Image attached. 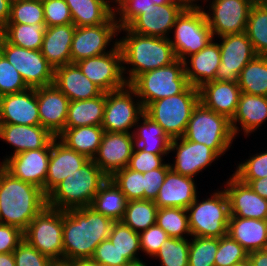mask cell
<instances>
[{
    "label": "cell",
    "mask_w": 267,
    "mask_h": 266,
    "mask_svg": "<svg viewBox=\"0 0 267 266\" xmlns=\"http://www.w3.org/2000/svg\"><path fill=\"white\" fill-rule=\"evenodd\" d=\"M182 1L185 3L187 7H201L202 6L200 5V3L197 2L198 0H182ZM199 1L205 3L206 1L208 2L209 0H203V1L199 0Z\"/></svg>",
    "instance_id": "a7ac6f4b"
},
{
    "label": "cell",
    "mask_w": 267,
    "mask_h": 266,
    "mask_svg": "<svg viewBox=\"0 0 267 266\" xmlns=\"http://www.w3.org/2000/svg\"><path fill=\"white\" fill-rule=\"evenodd\" d=\"M245 33L257 55L267 56V3L257 0L252 6Z\"/></svg>",
    "instance_id": "ab89813d"
},
{
    "label": "cell",
    "mask_w": 267,
    "mask_h": 266,
    "mask_svg": "<svg viewBox=\"0 0 267 266\" xmlns=\"http://www.w3.org/2000/svg\"><path fill=\"white\" fill-rule=\"evenodd\" d=\"M170 169L169 161L161 168L143 173L144 176V200L154 201L158 195L160 186L164 183L167 171Z\"/></svg>",
    "instance_id": "680465c9"
},
{
    "label": "cell",
    "mask_w": 267,
    "mask_h": 266,
    "mask_svg": "<svg viewBox=\"0 0 267 266\" xmlns=\"http://www.w3.org/2000/svg\"><path fill=\"white\" fill-rule=\"evenodd\" d=\"M248 252L228 234L219 238L215 266H234L248 259Z\"/></svg>",
    "instance_id": "681fc988"
},
{
    "label": "cell",
    "mask_w": 267,
    "mask_h": 266,
    "mask_svg": "<svg viewBox=\"0 0 267 266\" xmlns=\"http://www.w3.org/2000/svg\"><path fill=\"white\" fill-rule=\"evenodd\" d=\"M24 240L53 259L63 258V210L44 207L24 231Z\"/></svg>",
    "instance_id": "30bf717a"
},
{
    "label": "cell",
    "mask_w": 267,
    "mask_h": 266,
    "mask_svg": "<svg viewBox=\"0 0 267 266\" xmlns=\"http://www.w3.org/2000/svg\"><path fill=\"white\" fill-rule=\"evenodd\" d=\"M141 252L152 258L160 249L168 234L157 224L152 225L145 231L139 233Z\"/></svg>",
    "instance_id": "9f6ffc18"
},
{
    "label": "cell",
    "mask_w": 267,
    "mask_h": 266,
    "mask_svg": "<svg viewBox=\"0 0 267 266\" xmlns=\"http://www.w3.org/2000/svg\"><path fill=\"white\" fill-rule=\"evenodd\" d=\"M190 239L169 237L152 257L160 260V266H188Z\"/></svg>",
    "instance_id": "ee69618b"
},
{
    "label": "cell",
    "mask_w": 267,
    "mask_h": 266,
    "mask_svg": "<svg viewBox=\"0 0 267 266\" xmlns=\"http://www.w3.org/2000/svg\"><path fill=\"white\" fill-rule=\"evenodd\" d=\"M129 85L135 90L144 109L151 102L183 93L190 86L184 62L179 59L168 66L138 75Z\"/></svg>",
    "instance_id": "ba28073f"
},
{
    "label": "cell",
    "mask_w": 267,
    "mask_h": 266,
    "mask_svg": "<svg viewBox=\"0 0 267 266\" xmlns=\"http://www.w3.org/2000/svg\"><path fill=\"white\" fill-rule=\"evenodd\" d=\"M0 124L40 125L36 89L1 96Z\"/></svg>",
    "instance_id": "603a6c76"
},
{
    "label": "cell",
    "mask_w": 267,
    "mask_h": 266,
    "mask_svg": "<svg viewBox=\"0 0 267 266\" xmlns=\"http://www.w3.org/2000/svg\"><path fill=\"white\" fill-rule=\"evenodd\" d=\"M165 155L167 157L168 154H152L135 146L127 167L136 172L146 173L161 168L166 163L164 162Z\"/></svg>",
    "instance_id": "db71d44e"
},
{
    "label": "cell",
    "mask_w": 267,
    "mask_h": 266,
    "mask_svg": "<svg viewBox=\"0 0 267 266\" xmlns=\"http://www.w3.org/2000/svg\"><path fill=\"white\" fill-rule=\"evenodd\" d=\"M227 234L248 253L267 248V220L230 217Z\"/></svg>",
    "instance_id": "1f68e13d"
},
{
    "label": "cell",
    "mask_w": 267,
    "mask_h": 266,
    "mask_svg": "<svg viewBox=\"0 0 267 266\" xmlns=\"http://www.w3.org/2000/svg\"><path fill=\"white\" fill-rule=\"evenodd\" d=\"M16 266H48L51 259L23 240L13 251Z\"/></svg>",
    "instance_id": "11a10c76"
},
{
    "label": "cell",
    "mask_w": 267,
    "mask_h": 266,
    "mask_svg": "<svg viewBox=\"0 0 267 266\" xmlns=\"http://www.w3.org/2000/svg\"><path fill=\"white\" fill-rule=\"evenodd\" d=\"M246 160V161H245ZM236 166L233 175L248 184L251 180L267 177V151L255 153Z\"/></svg>",
    "instance_id": "c3c4849f"
},
{
    "label": "cell",
    "mask_w": 267,
    "mask_h": 266,
    "mask_svg": "<svg viewBox=\"0 0 267 266\" xmlns=\"http://www.w3.org/2000/svg\"><path fill=\"white\" fill-rule=\"evenodd\" d=\"M109 239L130 263L141 261L138 252L141 251L139 233L133 231L121 221L113 223Z\"/></svg>",
    "instance_id": "b9f144b4"
},
{
    "label": "cell",
    "mask_w": 267,
    "mask_h": 266,
    "mask_svg": "<svg viewBox=\"0 0 267 266\" xmlns=\"http://www.w3.org/2000/svg\"><path fill=\"white\" fill-rule=\"evenodd\" d=\"M203 7H186L173 26V39L169 40L176 58L181 61L198 53L214 38Z\"/></svg>",
    "instance_id": "9c48e42d"
},
{
    "label": "cell",
    "mask_w": 267,
    "mask_h": 266,
    "mask_svg": "<svg viewBox=\"0 0 267 266\" xmlns=\"http://www.w3.org/2000/svg\"><path fill=\"white\" fill-rule=\"evenodd\" d=\"M81 72L104 93L127 85L123 74L122 52L118 45L112 51L75 63Z\"/></svg>",
    "instance_id": "5bb4252c"
},
{
    "label": "cell",
    "mask_w": 267,
    "mask_h": 266,
    "mask_svg": "<svg viewBox=\"0 0 267 266\" xmlns=\"http://www.w3.org/2000/svg\"><path fill=\"white\" fill-rule=\"evenodd\" d=\"M20 73L0 52V97L27 90Z\"/></svg>",
    "instance_id": "f907efd6"
},
{
    "label": "cell",
    "mask_w": 267,
    "mask_h": 266,
    "mask_svg": "<svg viewBox=\"0 0 267 266\" xmlns=\"http://www.w3.org/2000/svg\"><path fill=\"white\" fill-rule=\"evenodd\" d=\"M110 2H111V4L113 3V5L114 4H116L119 0H109Z\"/></svg>",
    "instance_id": "753ad0ef"
},
{
    "label": "cell",
    "mask_w": 267,
    "mask_h": 266,
    "mask_svg": "<svg viewBox=\"0 0 267 266\" xmlns=\"http://www.w3.org/2000/svg\"><path fill=\"white\" fill-rule=\"evenodd\" d=\"M191 240L188 266H215L219 238L192 237Z\"/></svg>",
    "instance_id": "f6af8a7d"
},
{
    "label": "cell",
    "mask_w": 267,
    "mask_h": 266,
    "mask_svg": "<svg viewBox=\"0 0 267 266\" xmlns=\"http://www.w3.org/2000/svg\"><path fill=\"white\" fill-rule=\"evenodd\" d=\"M42 4L46 27L73 23L71 11L65 0H44Z\"/></svg>",
    "instance_id": "f5cc1de1"
},
{
    "label": "cell",
    "mask_w": 267,
    "mask_h": 266,
    "mask_svg": "<svg viewBox=\"0 0 267 266\" xmlns=\"http://www.w3.org/2000/svg\"><path fill=\"white\" fill-rule=\"evenodd\" d=\"M24 240V232L18 227L0 223V253H11Z\"/></svg>",
    "instance_id": "91938a15"
},
{
    "label": "cell",
    "mask_w": 267,
    "mask_h": 266,
    "mask_svg": "<svg viewBox=\"0 0 267 266\" xmlns=\"http://www.w3.org/2000/svg\"><path fill=\"white\" fill-rule=\"evenodd\" d=\"M133 136L135 146H138L143 151L152 154H170L171 139L163 128L145 113L136 123Z\"/></svg>",
    "instance_id": "836d02e7"
},
{
    "label": "cell",
    "mask_w": 267,
    "mask_h": 266,
    "mask_svg": "<svg viewBox=\"0 0 267 266\" xmlns=\"http://www.w3.org/2000/svg\"><path fill=\"white\" fill-rule=\"evenodd\" d=\"M187 6L185 3L156 5L139 14L127 28L141 35L170 38L177 17Z\"/></svg>",
    "instance_id": "ffe728a7"
},
{
    "label": "cell",
    "mask_w": 267,
    "mask_h": 266,
    "mask_svg": "<svg viewBox=\"0 0 267 266\" xmlns=\"http://www.w3.org/2000/svg\"><path fill=\"white\" fill-rule=\"evenodd\" d=\"M48 266H72V261L67 259H53L49 262Z\"/></svg>",
    "instance_id": "003e7915"
},
{
    "label": "cell",
    "mask_w": 267,
    "mask_h": 266,
    "mask_svg": "<svg viewBox=\"0 0 267 266\" xmlns=\"http://www.w3.org/2000/svg\"><path fill=\"white\" fill-rule=\"evenodd\" d=\"M256 1L210 0L209 9L203 10L214 39L245 32L250 10Z\"/></svg>",
    "instance_id": "4fadbf2b"
},
{
    "label": "cell",
    "mask_w": 267,
    "mask_h": 266,
    "mask_svg": "<svg viewBox=\"0 0 267 266\" xmlns=\"http://www.w3.org/2000/svg\"><path fill=\"white\" fill-rule=\"evenodd\" d=\"M0 266H16L13 252L0 253Z\"/></svg>",
    "instance_id": "e7e4bbea"
},
{
    "label": "cell",
    "mask_w": 267,
    "mask_h": 266,
    "mask_svg": "<svg viewBox=\"0 0 267 266\" xmlns=\"http://www.w3.org/2000/svg\"><path fill=\"white\" fill-rule=\"evenodd\" d=\"M266 121L267 97L241 92L236 112L230 120L234 136L237 137L240 131H243L245 137L250 136Z\"/></svg>",
    "instance_id": "83f0119b"
},
{
    "label": "cell",
    "mask_w": 267,
    "mask_h": 266,
    "mask_svg": "<svg viewBox=\"0 0 267 266\" xmlns=\"http://www.w3.org/2000/svg\"><path fill=\"white\" fill-rule=\"evenodd\" d=\"M113 223L91 206L63 211V258L91 259L96 247L109 238Z\"/></svg>",
    "instance_id": "6da1fadb"
},
{
    "label": "cell",
    "mask_w": 267,
    "mask_h": 266,
    "mask_svg": "<svg viewBox=\"0 0 267 266\" xmlns=\"http://www.w3.org/2000/svg\"><path fill=\"white\" fill-rule=\"evenodd\" d=\"M119 29L118 24L76 27L70 49L71 63L112 51L119 44L116 37ZM109 46L111 49L108 51Z\"/></svg>",
    "instance_id": "9a60e30c"
},
{
    "label": "cell",
    "mask_w": 267,
    "mask_h": 266,
    "mask_svg": "<svg viewBox=\"0 0 267 266\" xmlns=\"http://www.w3.org/2000/svg\"><path fill=\"white\" fill-rule=\"evenodd\" d=\"M72 266H102L100 263L94 262L92 259H83L72 261Z\"/></svg>",
    "instance_id": "03108f58"
},
{
    "label": "cell",
    "mask_w": 267,
    "mask_h": 266,
    "mask_svg": "<svg viewBox=\"0 0 267 266\" xmlns=\"http://www.w3.org/2000/svg\"><path fill=\"white\" fill-rule=\"evenodd\" d=\"M198 91L203 106L229 120L233 118L241 95L238 83L213 80L202 84Z\"/></svg>",
    "instance_id": "4316f807"
},
{
    "label": "cell",
    "mask_w": 267,
    "mask_h": 266,
    "mask_svg": "<svg viewBox=\"0 0 267 266\" xmlns=\"http://www.w3.org/2000/svg\"><path fill=\"white\" fill-rule=\"evenodd\" d=\"M241 92L267 97V56L256 55L240 72Z\"/></svg>",
    "instance_id": "74e56055"
},
{
    "label": "cell",
    "mask_w": 267,
    "mask_h": 266,
    "mask_svg": "<svg viewBox=\"0 0 267 266\" xmlns=\"http://www.w3.org/2000/svg\"><path fill=\"white\" fill-rule=\"evenodd\" d=\"M183 137L206 145L220 157L230 150L235 139L230 120L206 108L200 102L192 112Z\"/></svg>",
    "instance_id": "52a82bcc"
},
{
    "label": "cell",
    "mask_w": 267,
    "mask_h": 266,
    "mask_svg": "<svg viewBox=\"0 0 267 266\" xmlns=\"http://www.w3.org/2000/svg\"><path fill=\"white\" fill-rule=\"evenodd\" d=\"M88 160V157L70 149L55 137L51 143L45 195L47 196L67 176L81 169Z\"/></svg>",
    "instance_id": "cb8c5ba5"
},
{
    "label": "cell",
    "mask_w": 267,
    "mask_h": 266,
    "mask_svg": "<svg viewBox=\"0 0 267 266\" xmlns=\"http://www.w3.org/2000/svg\"><path fill=\"white\" fill-rule=\"evenodd\" d=\"M157 211L158 207L154 201H127L121 222L126 226H129L133 231L140 233L156 224Z\"/></svg>",
    "instance_id": "60d3db41"
},
{
    "label": "cell",
    "mask_w": 267,
    "mask_h": 266,
    "mask_svg": "<svg viewBox=\"0 0 267 266\" xmlns=\"http://www.w3.org/2000/svg\"><path fill=\"white\" fill-rule=\"evenodd\" d=\"M127 199L116 184L108 178L94 197L91 207L112 219L121 221L126 209Z\"/></svg>",
    "instance_id": "8d00e7d4"
},
{
    "label": "cell",
    "mask_w": 267,
    "mask_h": 266,
    "mask_svg": "<svg viewBox=\"0 0 267 266\" xmlns=\"http://www.w3.org/2000/svg\"><path fill=\"white\" fill-rule=\"evenodd\" d=\"M169 152L176 153L173 164L169 162L170 168L176 173L192 178L220 158L213 149L184 137L171 139Z\"/></svg>",
    "instance_id": "e0dca14e"
},
{
    "label": "cell",
    "mask_w": 267,
    "mask_h": 266,
    "mask_svg": "<svg viewBox=\"0 0 267 266\" xmlns=\"http://www.w3.org/2000/svg\"><path fill=\"white\" fill-rule=\"evenodd\" d=\"M199 103L197 87L151 102L144 113L158 123L170 139L183 137L194 108Z\"/></svg>",
    "instance_id": "8992f818"
},
{
    "label": "cell",
    "mask_w": 267,
    "mask_h": 266,
    "mask_svg": "<svg viewBox=\"0 0 267 266\" xmlns=\"http://www.w3.org/2000/svg\"><path fill=\"white\" fill-rule=\"evenodd\" d=\"M248 260L252 266H267V249L249 253Z\"/></svg>",
    "instance_id": "94428289"
},
{
    "label": "cell",
    "mask_w": 267,
    "mask_h": 266,
    "mask_svg": "<svg viewBox=\"0 0 267 266\" xmlns=\"http://www.w3.org/2000/svg\"><path fill=\"white\" fill-rule=\"evenodd\" d=\"M1 40H2V32H1V29H0V43H1Z\"/></svg>",
    "instance_id": "34e18365"
},
{
    "label": "cell",
    "mask_w": 267,
    "mask_h": 266,
    "mask_svg": "<svg viewBox=\"0 0 267 266\" xmlns=\"http://www.w3.org/2000/svg\"><path fill=\"white\" fill-rule=\"evenodd\" d=\"M40 125L57 137L64 129L69 99L54 84L36 88Z\"/></svg>",
    "instance_id": "7402d4cb"
},
{
    "label": "cell",
    "mask_w": 267,
    "mask_h": 266,
    "mask_svg": "<svg viewBox=\"0 0 267 266\" xmlns=\"http://www.w3.org/2000/svg\"><path fill=\"white\" fill-rule=\"evenodd\" d=\"M47 206V196L39 187L13 177L0 165V223L23 232Z\"/></svg>",
    "instance_id": "3957f363"
},
{
    "label": "cell",
    "mask_w": 267,
    "mask_h": 266,
    "mask_svg": "<svg viewBox=\"0 0 267 266\" xmlns=\"http://www.w3.org/2000/svg\"><path fill=\"white\" fill-rule=\"evenodd\" d=\"M106 104V93L86 100L70 101L65 128L101 126Z\"/></svg>",
    "instance_id": "e575fe53"
},
{
    "label": "cell",
    "mask_w": 267,
    "mask_h": 266,
    "mask_svg": "<svg viewBox=\"0 0 267 266\" xmlns=\"http://www.w3.org/2000/svg\"><path fill=\"white\" fill-rule=\"evenodd\" d=\"M75 29L73 23L46 27L40 51L54 69L71 63Z\"/></svg>",
    "instance_id": "4dcf8cb0"
},
{
    "label": "cell",
    "mask_w": 267,
    "mask_h": 266,
    "mask_svg": "<svg viewBox=\"0 0 267 266\" xmlns=\"http://www.w3.org/2000/svg\"><path fill=\"white\" fill-rule=\"evenodd\" d=\"M76 27L117 24L109 0H65Z\"/></svg>",
    "instance_id": "d6a6232c"
},
{
    "label": "cell",
    "mask_w": 267,
    "mask_h": 266,
    "mask_svg": "<svg viewBox=\"0 0 267 266\" xmlns=\"http://www.w3.org/2000/svg\"><path fill=\"white\" fill-rule=\"evenodd\" d=\"M12 0H0V29L9 21Z\"/></svg>",
    "instance_id": "6125c7cd"
},
{
    "label": "cell",
    "mask_w": 267,
    "mask_h": 266,
    "mask_svg": "<svg viewBox=\"0 0 267 266\" xmlns=\"http://www.w3.org/2000/svg\"><path fill=\"white\" fill-rule=\"evenodd\" d=\"M108 178L89 159L81 169L67 176L47 195V206L63 211L91 206L95 195Z\"/></svg>",
    "instance_id": "277c9868"
},
{
    "label": "cell",
    "mask_w": 267,
    "mask_h": 266,
    "mask_svg": "<svg viewBox=\"0 0 267 266\" xmlns=\"http://www.w3.org/2000/svg\"><path fill=\"white\" fill-rule=\"evenodd\" d=\"M94 262L107 266H126L130 262L119 253L111 240L108 238L103 240L94 252L91 258Z\"/></svg>",
    "instance_id": "6f0895ef"
},
{
    "label": "cell",
    "mask_w": 267,
    "mask_h": 266,
    "mask_svg": "<svg viewBox=\"0 0 267 266\" xmlns=\"http://www.w3.org/2000/svg\"><path fill=\"white\" fill-rule=\"evenodd\" d=\"M214 38L198 53L187 57L184 70L190 85L199 88L202 84L215 80L221 64L220 45Z\"/></svg>",
    "instance_id": "f546056e"
},
{
    "label": "cell",
    "mask_w": 267,
    "mask_h": 266,
    "mask_svg": "<svg viewBox=\"0 0 267 266\" xmlns=\"http://www.w3.org/2000/svg\"><path fill=\"white\" fill-rule=\"evenodd\" d=\"M156 224L161 227L169 237L180 239L191 237L187 209L176 207L158 208Z\"/></svg>",
    "instance_id": "7bdbcfd3"
},
{
    "label": "cell",
    "mask_w": 267,
    "mask_h": 266,
    "mask_svg": "<svg viewBox=\"0 0 267 266\" xmlns=\"http://www.w3.org/2000/svg\"><path fill=\"white\" fill-rule=\"evenodd\" d=\"M223 188L228 196L230 217L267 220V199L254 192L233 174Z\"/></svg>",
    "instance_id": "44dd1931"
},
{
    "label": "cell",
    "mask_w": 267,
    "mask_h": 266,
    "mask_svg": "<svg viewBox=\"0 0 267 266\" xmlns=\"http://www.w3.org/2000/svg\"><path fill=\"white\" fill-rule=\"evenodd\" d=\"M46 30L45 23L6 24L2 37L10 44L31 50H40Z\"/></svg>",
    "instance_id": "f35d334b"
},
{
    "label": "cell",
    "mask_w": 267,
    "mask_h": 266,
    "mask_svg": "<svg viewBox=\"0 0 267 266\" xmlns=\"http://www.w3.org/2000/svg\"><path fill=\"white\" fill-rule=\"evenodd\" d=\"M153 5V0H119L114 5V16L119 28L127 27L139 14Z\"/></svg>",
    "instance_id": "816d5d0a"
},
{
    "label": "cell",
    "mask_w": 267,
    "mask_h": 266,
    "mask_svg": "<svg viewBox=\"0 0 267 266\" xmlns=\"http://www.w3.org/2000/svg\"><path fill=\"white\" fill-rule=\"evenodd\" d=\"M53 84L67 96L69 101L92 99L103 93L75 63L55 68Z\"/></svg>",
    "instance_id": "f1b7e54d"
},
{
    "label": "cell",
    "mask_w": 267,
    "mask_h": 266,
    "mask_svg": "<svg viewBox=\"0 0 267 266\" xmlns=\"http://www.w3.org/2000/svg\"><path fill=\"white\" fill-rule=\"evenodd\" d=\"M143 114L144 107L141 100L137 98L135 90L127 84L121 89L106 93L101 127L104 132L133 133L136 123Z\"/></svg>",
    "instance_id": "8fae6325"
},
{
    "label": "cell",
    "mask_w": 267,
    "mask_h": 266,
    "mask_svg": "<svg viewBox=\"0 0 267 266\" xmlns=\"http://www.w3.org/2000/svg\"><path fill=\"white\" fill-rule=\"evenodd\" d=\"M50 151L51 148H41L6 155L0 165L13 177L39 187L45 194Z\"/></svg>",
    "instance_id": "ac0fdd59"
},
{
    "label": "cell",
    "mask_w": 267,
    "mask_h": 266,
    "mask_svg": "<svg viewBox=\"0 0 267 266\" xmlns=\"http://www.w3.org/2000/svg\"><path fill=\"white\" fill-rule=\"evenodd\" d=\"M248 185L254 192L260 195L262 198L267 199V177L251 180Z\"/></svg>",
    "instance_id": "be15d7a7"
},
{
    "label": "cell",
    "mask_w": 267,
    "mask_h": 266,
    "mask_svg": "<svg viewBox=\"0 0 267 266\" xmlns=\"http://www.w3.org/2000/svg\"><path fill=\"white\" fill-rule=\"evenodd\" d=\"M121 32L126 33L118 39V45L122 52L123 74L127 84L140 74L168 66L177 60L169 38L141 35L127 27L120 28L119 34Z\"/></svg>",
    "instance_id": "7a4b0ae2"
},
{
    "label": "cell",
    "mask_w": 267,
    "mask_h": 266,
    "mask_svg": "<svg viewBox=\"0 0 267 266\" xmlns=\"http://www.w3.org/2000/svg\"><path fill=\"white\" fill-rule=\"evenodd\" d=\"M194 178L183 176L171 168L167 171L165 181L160 186L154 203L158 208L187 209L196 199L199 191Z\"/></svg>",
    "instance_id": "484cf974"
},
{
    "label": "cell",
    "mask_w": 267,
    "mask_h": 266,
    "mask_svg": "<svg viewBox=\"0 0 267 266\" xmlns=\"http://www.w3.org/2000/svg\"><path fill=\"white\" fill-rule=\"evenodd\" d=\"M148 263L144 262V261H137V262H134V263H129L128 265L126 266H147Z\"/></svg>",
    "instance_id": "2644e50d"
},
{
    "label": "cell",
    "mask_w": 267,
    "mask_h": 266,
    "mask_svg": "<svg viewBox=\"0 0 267 266\" xmlns=\"http://www.w3.org/2000/svg\"><path fill=\"white\" fill-rule=\"evenodd\" d=\"M234 266H252L250 261L247 259L241 263L235 264Z\"/></svg>",
    "instance_id": "8c879c8a"
},
{
    "label": "cell",
    "mask_w": 267,
    "mask_h": 266,
    "mask_svg": "<svg viewBox=\"0 0 267 266\" xmlns=\"http://www.w3.org/2000/svg\"><path fill=\"white\" fill-rule=\"evenodd\" d=\"M220 45L221 64L215 80L238 83L242 69L257 55L245 32L217 37Z\"/></svg>",
    "instance_id": "2e32d148"
},
{
    "label": "cell",
    "mask_w": 267,
    "mask_h": 266,
    "mask_svg": "<svg viewBox=\"0 0 267 266\" xmlns=\"http://www.w3.org/2000/svg\"><path fill=\"white\" fill-rule=\"evenodd\" d=\"M135 148L133 133L104 132L93 161L110 178L128 166Z\"/></svg>",
    "instance_id": "d6986e66"
},
{
    "label": "cell",
    "mask_w": 267,
    "mask_h": 266,
    "mask_svg": "<svg viewBox=\"0 0 267 266\" xmlns=\"http://www.w3.org/2000/svg\"><path fill=\"white\" fill-rule=\"evenodd\" d=\"M110 179L125 195L127 201L144 200L143 173L125 167L116 171Z\"/></svg>",
    "instance_id": "7dc6e473"
},
{
    "label": "cell",
    "mask_w": 267,
    "mask_h": 266,
    "mask_svg": "<svg viewBox=\"0 0 267 266\" xmlns=\"http://www.w3.org/2000/svg\"><path fill=\"white\" fill-rule=\"evenodd\" d=\"M198 198L197 195L187 208L191 237L221 238L227 235L230 209L225 190L216 189L210 197L206 196L202 201Z\"/></svg>",
    "instance_id": "5b68a950"
},
{
    "label": "cell",
    "mask_w": 267,
    "mask_h": 266,
    "mask_svg": "<svg viewBox=\"0 0 267 266\" xmlns=\"http://www.w3.org/2000/svg\"><path fill=\"white\" fill-rule=\"evenodd\" d=\"M156 5H165L170 3H184L182 0H153Z\"/></svg>",
    "instance_id": "89a4df30"
},
{
    "label": "cell",
    "mask_w": 267,
    "mask_h": 266,
    "mask_svg": "<svg viewBox=\"0 0 267 266\" xmlns=\"http://www.w3.org/2000/svg\"><path fill=\"white\" fill-rule=\"evenodd\" d=\"M104 130L101 126L65 128L57 138L70 149L93 159L101 144Z\"/></svg>",
    "instance_id": "d590c367"
},
{
    "label": "cell",
    "mask_w": 267,
    "mask_h": 266,
    "mask_svg": "<svg viewBox=\"0 0 267 266\" xmlns=\"http://www.w3.org/2000/svg\"><path fill=\"white\" fill-rule=\"evenodd\" d=\"M0 52L20 73L28 88L36 89L53 84L54 68L40 50L10 44L2 37Z\"/></svg>",
    "instance_id": "7c38bea8"
},
{
    "label": "cell",
    "mask_w": 267,
    "mask_h": 266,
    "mask_svg": "<svg viewBox=\"0 0 267 266\" xmlns=\"http://www.w3.org/2000/svg\"><path fill=\"white\" fill-rule=\"evenodd\" d=\"M45 23L42 1L12 0L11 14L7 24Z\"/></svg>",
    "instance_id": "bcb514c9"
},
{
    "label": "cell",
    "mask_w": 267,
    "mask_h": 266,
    "mask_svg": "<svg viewBox=\"0 0 267 266\" xmlns=\"http://www.w3.org/2000/svg\"><path fill=\"white\" fill-rule=\"evenodd\" d=\"M55 137L41 125L0 124V139L13 147V154L51 148Z\"/></svg>",
    "instance_id": "d4e9b609"
}]
</instances>
